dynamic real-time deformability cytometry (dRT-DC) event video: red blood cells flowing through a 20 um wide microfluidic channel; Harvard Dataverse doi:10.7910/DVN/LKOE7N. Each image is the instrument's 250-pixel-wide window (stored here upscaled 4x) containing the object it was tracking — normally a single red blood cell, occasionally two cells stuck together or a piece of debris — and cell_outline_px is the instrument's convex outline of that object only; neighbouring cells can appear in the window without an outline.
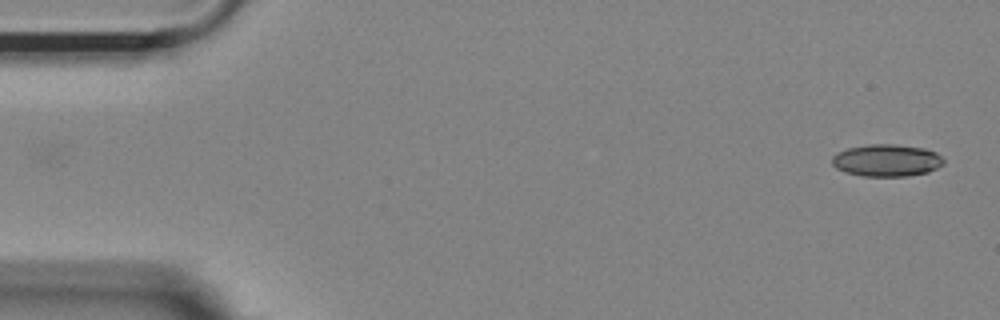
{"species": "Egyptian fruit bat (a non-hibernating species)", "species_latin": "Rousettus aegyptiacus", "temperature_condition": "room temperature", "stored_images_in_passage": 14, "camera_frame_rate_fps": 3000, "um_per_image_px": 0.085, "animal": {"sex": "female"}, "frame": {"image": 1, "passage_image": 1, "time_ms": 0.0, "image_size_px": [1000, 320], "cell_outline_px": [[944, 164], [928, 172], [908, 176], [864, 176], [848, 172], [836, 168], [832, 164], [832, 156], [836, 152], [848, 148], [868, 144], [896, 144], [924, 148], [936, 152], [944, 160]], "centroid_in_image_um": [75.37, 13.62], "position_along_channel_um": 9.6, "area_um2": 20.92}}
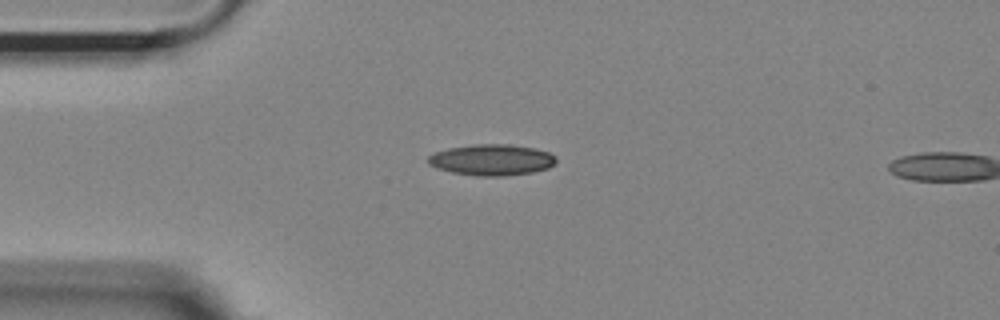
{"frame": {"image": 2, "passage_image": 12, "time_ms": 3.667, "image_size_px": [1000, 320], "cell_outline_px": [[556, 164], [548, 168], [532, 172], [504, 176], [480, 176], [452, 172], [436, 168], [428, 164], [424, 160], [432, 152], [448, 148], [472, 144], [508, 144], [536, 148], [548, 152], [556, 156]], "centroid_in_image_um": [41.76, 13.58], "position_along_channel_um": 43.2, "area_um2": 23.52}}